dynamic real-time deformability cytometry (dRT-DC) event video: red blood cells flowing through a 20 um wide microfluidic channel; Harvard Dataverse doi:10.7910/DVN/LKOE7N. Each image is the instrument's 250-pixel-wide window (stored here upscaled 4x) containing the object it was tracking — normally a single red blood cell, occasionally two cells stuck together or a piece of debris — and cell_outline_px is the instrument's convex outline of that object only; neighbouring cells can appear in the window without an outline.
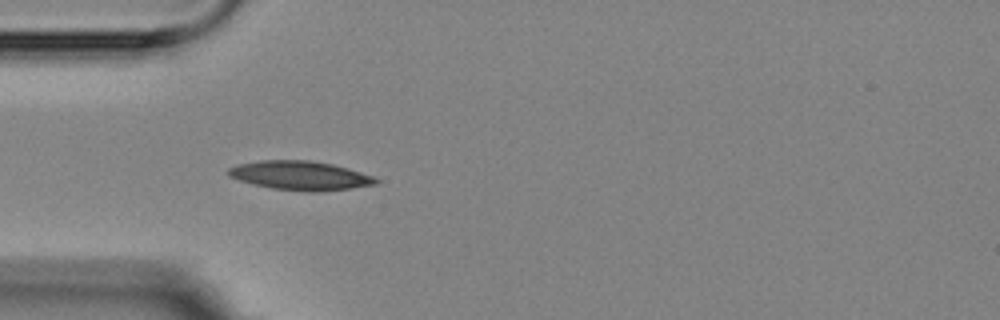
{"species": "Egyptian fruit bat (a non-hibernating species)", "species_latin": "Rousettus aegyptiacus", "temperature_condition": "room temperature", "stored_images_in_passage": 7, "camera_frame_rate_fps": 3000, "um_per_image_px": 0.085, "animal": {"sex": "female"}, "frame": {"image": 1, "passage_image": 5, "time_ms": 4.333, "image_size_px": [1000, 320], "cell_outline_px": [[380, 180], [376, 184], [352, 188], [312, 192], [308, 192], [272, 188], [252, 184], [228, 176], [228, 168], [236, 164], [260, 160], [308, 160], [332, 164], [348, 168], [372, 176]], "centroid_in_image_um": [25.49, 14.92], "position_along_channel_um": 59.5, "area_um2": 24.91}}
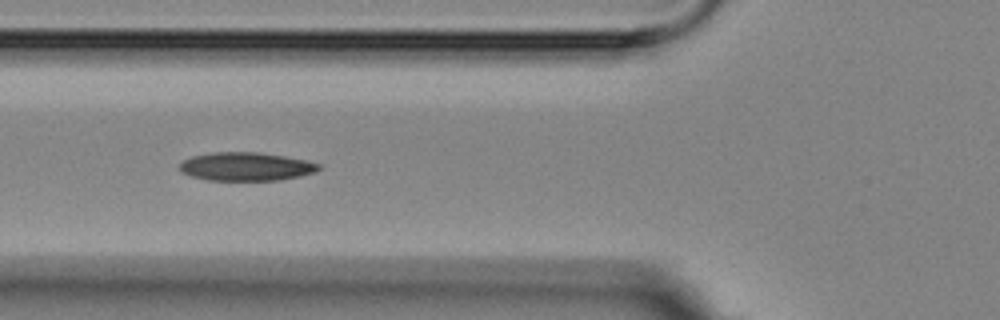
{"frame": {"image": 2, "passage_image": 6, "time_ms": 5.667, "image_size_px": [1000, 320], "cell_outline_px": [[320, 168], [316, 172], [300, 176], [276, 180], [208, 180], [192, 176], [180, 172], [180, 164], [184, 160], [192, 156], [212, 152], [260, 152], [284, 156], [304, 160], [320, 164]], "centroid_in_image_um": [20.9, 14.15], "position_along_channel_um": 104.9, "area_um2": 22.95}}
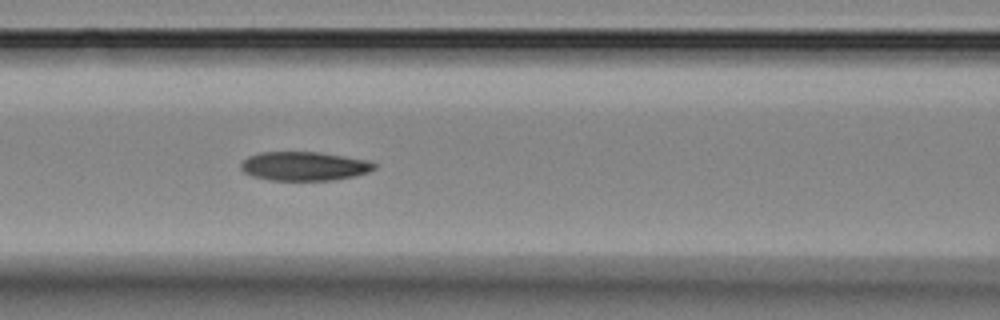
{"frame": {"image": 3, "passage_image": 7, "time_ms": 6.667, "image_size_px": [1000, 320], "cell_outline_px": [[376, 168], [368, 172], [352, 176], [332, 180], [272, 180], [252, 176], [244, 172], [240, 168], [240, 164], [248, 156], [260, 152], [320, 152], [368, 160], [376, 164]], "centroid_in_image_um": [25.84, 14.11], "position_along_channel_um": 140.8, "area_um2": 22.43}}